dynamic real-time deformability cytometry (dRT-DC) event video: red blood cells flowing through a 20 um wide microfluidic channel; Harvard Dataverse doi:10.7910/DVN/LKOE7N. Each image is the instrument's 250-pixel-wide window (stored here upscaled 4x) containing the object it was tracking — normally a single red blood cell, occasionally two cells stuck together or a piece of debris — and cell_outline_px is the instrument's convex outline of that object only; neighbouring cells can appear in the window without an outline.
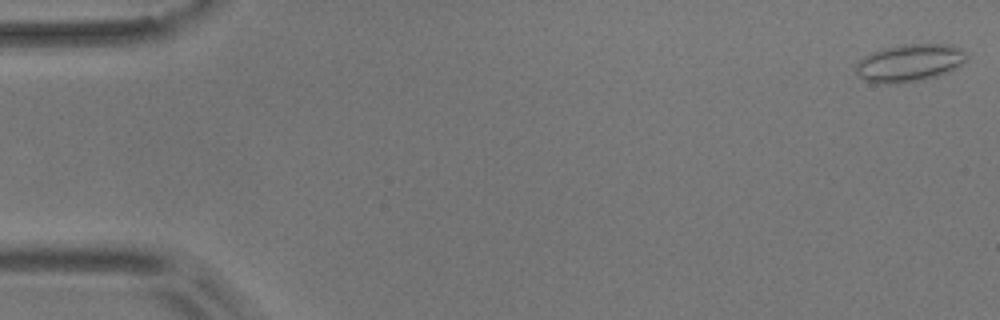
{"species": "common noctule bat (a hibernating species)", "species_latin": "Nyctalus noctula", "temperature_condition": "room temperature", "stored_images_in_passage": 55, "camera_frame_rate_fps": 3000, "um_per_image_px": 0.085, "animal": {"sex": "male", "body_mass_g": 17.9}, "frame": {"image": 1, "passage_image": 1, "time_ms": 0.0, "image_size_px": [1000, 320], "cell_outline_px": [[968, 60], [956, 68], [948, 72], [924, 80], [900, 84], [872, 84], [864, 80], [856, 72], [856, 64], [864, 56], [872, 52], [884, 48], [904, 44], [948, 44], [960, 48], [968, 52]], "centroid_in_image_um": [77.33, 5.36], "position_along_channel_um": 7.7, "area_um2": 24.68}}
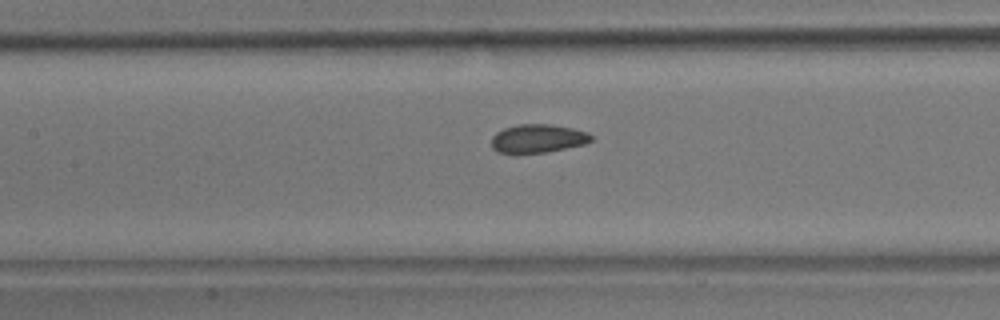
{"frame": {"image": 2, "passage_image": 25, "time_ms": 8.0, "image_size_px": [1000, 320], "cell_outline_px": [[592, 140], [584, 144], [548, 152], [516, 156], [496, 152], [492, 148], [492, 136], [496, 132], [504, 128], [520, 124], [548, 124], [572, 128], [588, 132], [592, 136]], "centroid_in_image_um": [45.65, 11.82], "position_along_channel_um": 161.7, "area_um2": 17.11}}
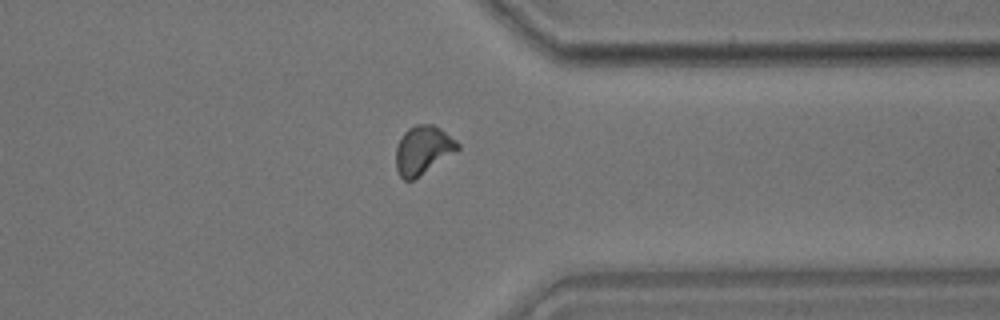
{"frame": {"image": 3, "passage_image": 43, "time_ms": 14.0, "image_size_px": [1000, 320], "cell_outline_px": [[460, 148], [412, 180], [404, 180], [400, 176], [396, 168], [396, 148], [404, 132], [408, 128], [416, 124], [432, 124], [440, 128], [456, 140], [460, 144]], "centroid_in_image_um": [35.93, 12.73], "position_along_channel_um": 375.5, "area_um2": 17.05}, "authors_computed_cell_mechanics": {"area_um2": 16.9932, "velocity_mm_per_s": 3.6386, "shape_relaxation_time_tau1_ms": null, "shape_relaxation_time_tau2_ms": 1.6503, "deformation_change_tau1": null, "deformation_change_tau2": 0.0611}}